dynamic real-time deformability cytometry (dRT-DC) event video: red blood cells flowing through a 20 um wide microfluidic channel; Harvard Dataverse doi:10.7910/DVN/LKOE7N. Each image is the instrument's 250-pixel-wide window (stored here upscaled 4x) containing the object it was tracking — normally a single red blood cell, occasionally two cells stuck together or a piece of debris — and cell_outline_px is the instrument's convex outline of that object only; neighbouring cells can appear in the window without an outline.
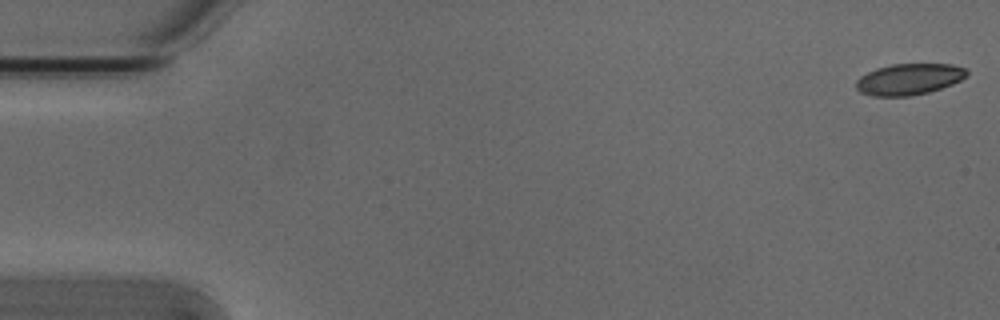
{"species": "Egyptian fruit bat (a non-hibernating species)", "species_latin": "Rousettus aegyptiacus", "temperature_condition": "cold", "stored_images_in_passage": 4, "camera_frame_rate_fps": 3000, "um_per_image_px": 0.085, "animal": {"sex": "male"}, "frame": {"image": 1, "passage_image": 1, "time_ms": 0.0, "image_size_px": [1000, 320], "cell_outline_px": [[968, 76], [952, 84], [928, 92], [912, 96], [872, 96], [860, 92], [856, 88], [856, 80], [860, 76], [876, 68], [892, 64], [952, 64], [968, 68]], "centroid_in_image_um": [77.28, 6.73], "position_along_channel_um": 7.7, "area_um2": 20.29}}